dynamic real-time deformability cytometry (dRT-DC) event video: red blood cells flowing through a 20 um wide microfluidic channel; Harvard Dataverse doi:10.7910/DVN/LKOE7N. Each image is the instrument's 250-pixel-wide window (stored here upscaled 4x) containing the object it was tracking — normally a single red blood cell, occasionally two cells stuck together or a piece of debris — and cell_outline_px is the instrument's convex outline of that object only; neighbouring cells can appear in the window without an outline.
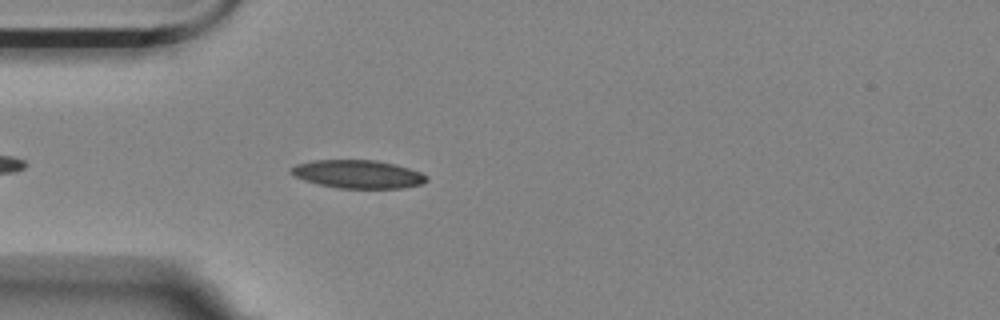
{"species": "Egyptian fruit bat (a non-hibernating species)", "species_latin": "Rousettus aegyptiacus", "temperature_condition": "room temperature", "stored_images_in_passage": 4, "camera_frame_rate_fps": 3000, "um_per_image_px": 0.085, "animal": {"sex": "female"}, "frame": {"image": 1, "passage_image": 4, "time_ms": 3.667, "image_size_px": [1000, 320], "cell_outline_px": [[428, 180], [424, 184], [404, 188], [340, 188], [320, 184], [304, 180], [288, 172], [296, 164], [312, 160], [376, 160], [396, 164], [420, 172], [428, 176]], "centroid_in_image_um": [30.46, 14.8], "position_along_channel_um": 54.5, "area_um2": 22.31}}